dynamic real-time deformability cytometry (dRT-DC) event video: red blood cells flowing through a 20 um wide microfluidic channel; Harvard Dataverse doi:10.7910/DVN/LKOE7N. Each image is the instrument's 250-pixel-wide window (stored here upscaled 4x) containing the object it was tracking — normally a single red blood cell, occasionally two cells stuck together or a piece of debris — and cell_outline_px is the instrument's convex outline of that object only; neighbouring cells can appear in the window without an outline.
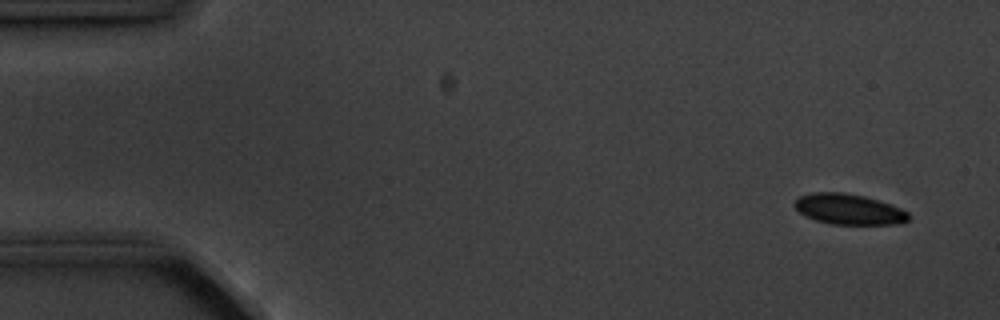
{"species": "common noctule bat (a hibernating species)", "species_latin": "Nyctalus noctula", "temperature_condition": "cold", "stored_images_in_passage": 5, "camera_frame_rate_fps": 3000, "um_per_image_px": 0.085, "animal": {"sex": "male", "body_mass_g": 20.1, "forearm_length_mm": 53.5}, "frame": {"image": 1, "passage_image": 1, "time_ms": 0.0, "image_size_px": [1000, 320], "cell_outline_px": [[912, 216], [908, 220], [892, 224], [832, 224], [816, 220], [804, 216], [792, 204], [800, 196], [812, 192], [844, 192], [864, 196], [880, 200], [892, 204], [908, 212]], "centroid_in_image_um": [72.15, 17.77], "position_along_channel_um": 12.8, "area_um2": 20.4}}
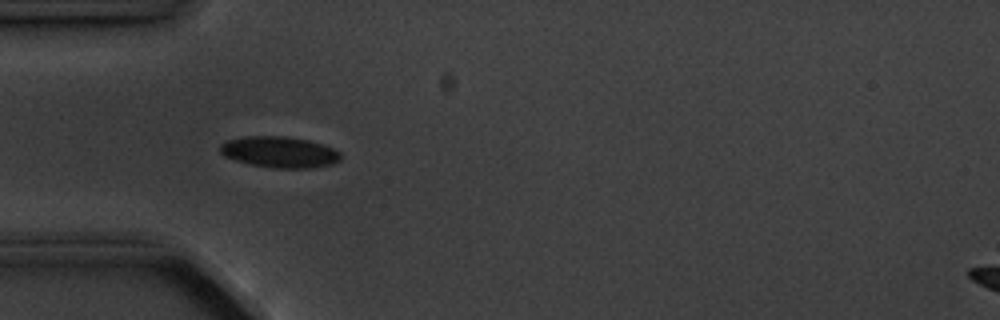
{"frame": {"image": 2, "passage_image": 4, "time_ms": 4.333, "image_size_px": [1000, 320], "cell_outline_px": [[340, 160], [332, 164], [312, 168], [276, 168], [252, 164], [236, 160], [224, 156], [220, 152], [220, 144], [228, 140], [248, 136], [288, 136], [308, 140], [324, 144], [340, 152]], "centroid_in_image_um": [23.78, 12.92], "position_along_channel_um": 61.2, "area_um2": 21.79}}